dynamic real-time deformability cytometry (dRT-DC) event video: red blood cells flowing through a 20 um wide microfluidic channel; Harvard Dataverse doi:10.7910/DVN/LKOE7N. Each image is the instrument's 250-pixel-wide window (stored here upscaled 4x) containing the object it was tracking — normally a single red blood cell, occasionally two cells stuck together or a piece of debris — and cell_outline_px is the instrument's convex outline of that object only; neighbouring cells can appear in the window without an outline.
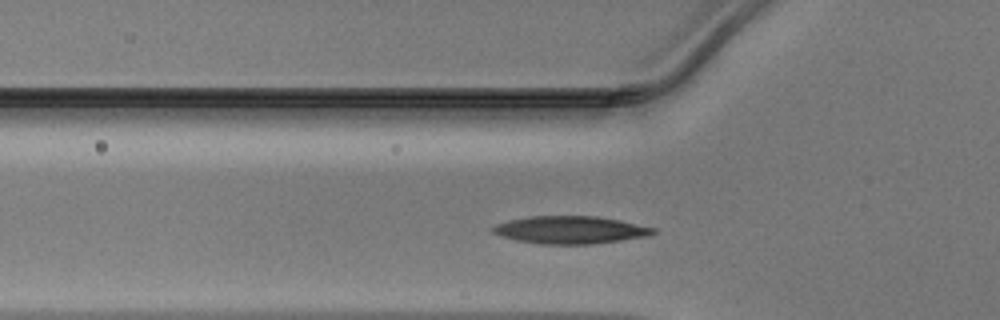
{"species": "Egyptian fruit bat (a non-hibernating species)", "species_latin": "Rousettus aegyptiacus", "temperature_condition": "warm", "stored_images_in_passage": 25, "camera_frame_rate_fps": 3000, "um_per_image_px": 0.085, "animal": {"sex": "male"}, "frame": {"image": 1, "passage_image": 2, "time_ms": 0.333, "image_size_px": [1000, 320], "cell_outline_px": [[656, 232], [652, 236], [592, 244], [540, 244], [516, 240], [492, 232], [492, 228], [496, 224], [508, 220], [532, 216], [596, 216], [620, 220], [656, 228]], "centroid_in_image_um": [48.53, 19.54], "position_along_channel_um": 77.3, "area_um2": 25.84}}
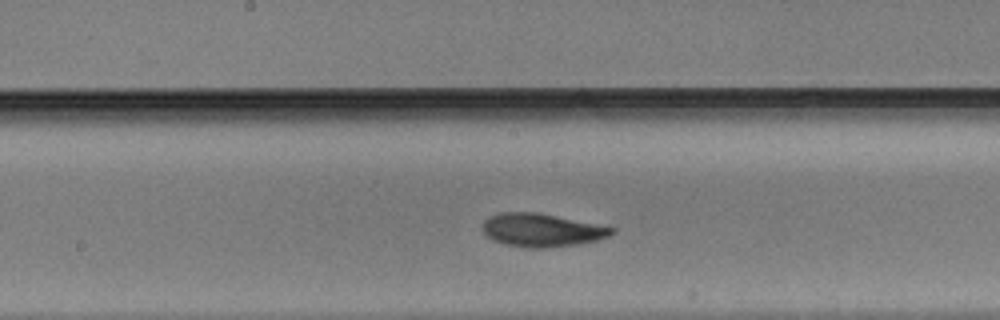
{"frame": {"image": 2, "passage_image": 11, "time_ms": 3.333, "image_size_px": [1000, 320], "cell_outline_px": [[616, 232], [608, 236], [596, 240], [576, 244], [548, 248], [528, 248], [504, 244], [492, 240], [480, 228], [484, 220], [488, 216], [500, 212], [536, 212], [616, 228]], "centroid_in_image_um": [45.99, 19.56], "position_along_channel_um": 202.2, "area_um2": 25.03}}
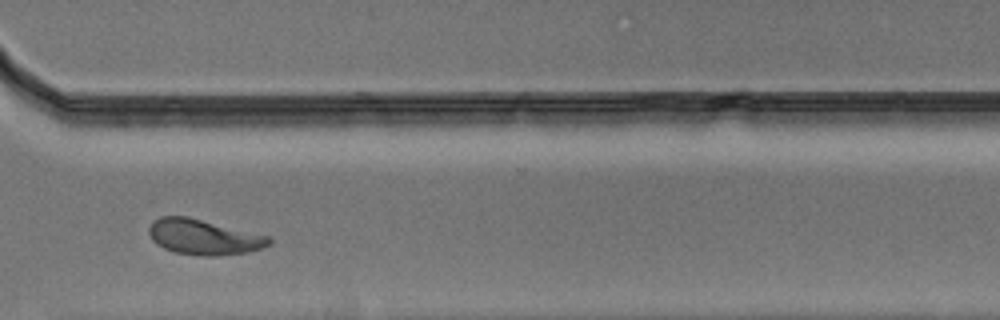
{"frame": {"image": 3, "passage_image": 22, "time_ms": 7.0, "image_size_px": [1000, 320], "cell_outline_px": [[272, 244], [264, 248], [248, 252], [220, 256], [204, 256], [176, 252], [164, 248], [156, 244], [152, 240], [148, 232], [148, 228], [152, 220], [160, 216], [188, 216], [272, 236]], "centroid_in_image_um": [17.36, 20.14], "position_along_channel_um": 353.2, "area_um2": 25.26}}